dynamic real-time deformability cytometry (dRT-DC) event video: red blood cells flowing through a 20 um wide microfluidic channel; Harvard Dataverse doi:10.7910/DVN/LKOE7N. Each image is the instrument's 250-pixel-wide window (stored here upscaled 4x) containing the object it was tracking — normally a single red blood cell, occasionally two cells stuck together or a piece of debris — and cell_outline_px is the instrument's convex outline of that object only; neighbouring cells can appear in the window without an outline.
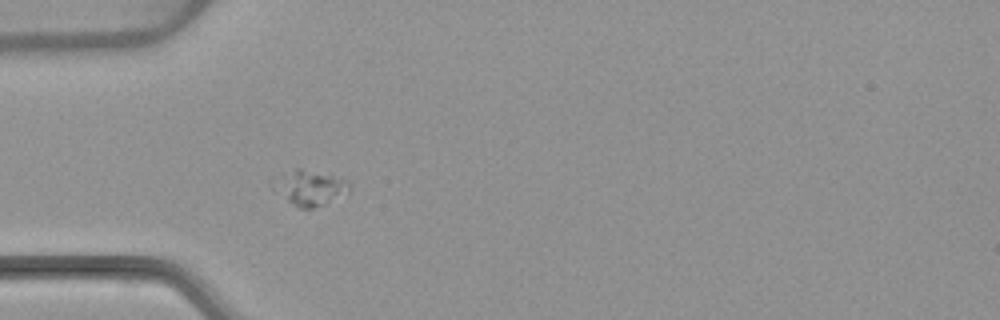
{"species": "common noctule bat (a hibernating species)", "species_latin": "Nyctalus noctula", "temperature_condition": "warm", "stored_images_in_passage": 1, "camera_frame_rate_fps": 3000, "um_per_image_px": 0.085, "animal": {"sex": "female", "body_mass_g": 22.7, "forearm_length_mm": 54.2}, "frame": {"image": 1, "passage_image": 1, "time_ms": 0.0, "image_size_px": [1000, 320], "cell_outline_px": [[352, 188], [348, 192], [324, 204], [312, 208], [300, 208], [292, 204], [288, 200], [288, 188], [296, 168], [300, 168], [348, 180]], "centroid_in_image_um": [26.79, 16.03], "position_along_channel_um": 58.2, "area_um2": 12.66}}